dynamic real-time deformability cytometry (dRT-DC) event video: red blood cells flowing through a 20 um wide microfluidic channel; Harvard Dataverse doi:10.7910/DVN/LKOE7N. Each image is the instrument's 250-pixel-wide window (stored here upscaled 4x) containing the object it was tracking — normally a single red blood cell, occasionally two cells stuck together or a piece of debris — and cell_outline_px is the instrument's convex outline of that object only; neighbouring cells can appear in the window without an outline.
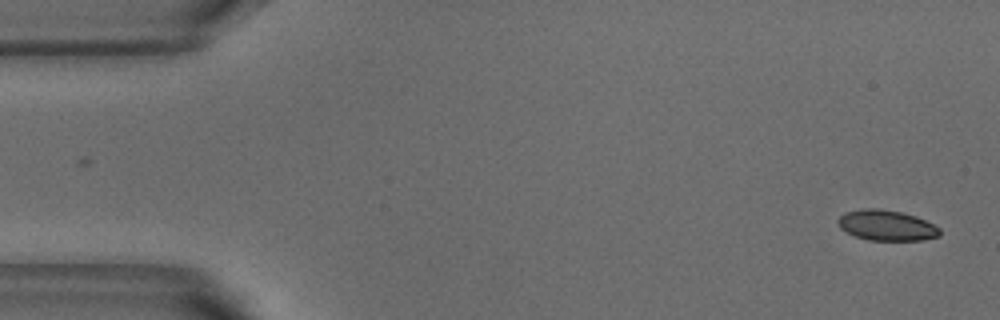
{"species": "common noctule bat (a hibernating species)", "species_latin": "Nyctalus noctula", "temperature_condition": "warm", "stored_images_in_passage": 52, "camera_frame_rate_fps": 3000, "um_per_image_px": 0.085, "animal": {"sex": "male", "body_mass_g": 18.8}, "frame": {"image": 1, "passage_image": 1, "time_ms": 0.0, "image_size_px": [1000, 320], "cell_outline_px": [[940, 236], [924, 240], [868, 240], [856, 236], [840, 228], [836, 220], [844, 212], [864, 208], [880, 208], [900, 212], [916, 216], [940, 228]], "centroid_in_image_um": [75.35, 19.15], "position_along_channel_um": 9.7, "area_um2": 18.09}}
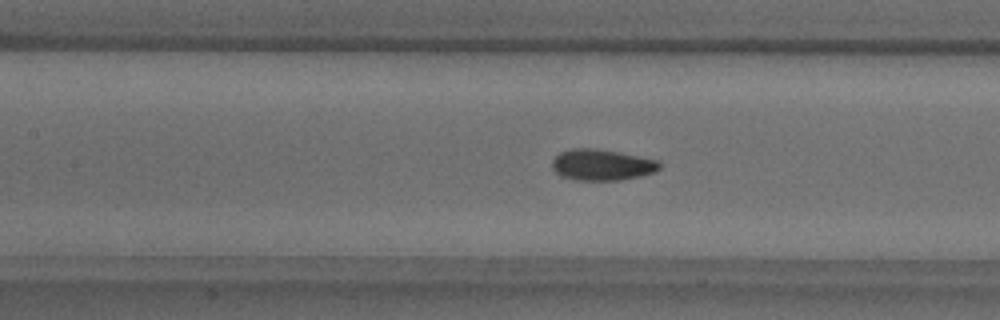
{"frame": {"image": 2, "passage_image": 22, "time_ms": 7.0, "image_size_px": [1000, 320], "cell_outline_px": [[660, 168], [656, 172], [640, 176], [620, 180], [576, 180], [560, 176], [552, 168], [552, 160], [560, 152], [572, 148], [592, 148], [620, 152], [656, 160], [660, 164]], "centroid_in_image_um": [51.14, 14.01], "position_along_channel_um": 156.3, "area_um2": 19.48}}
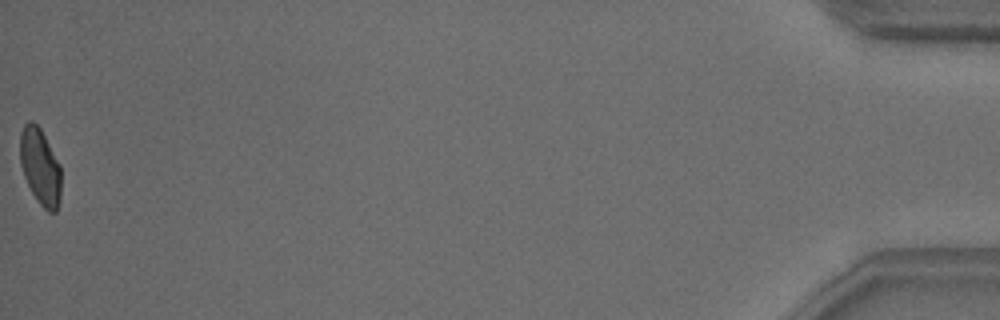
{"frame": {"image": 3, "passage_image": 52, "time_ms": 17.0, "image_size_px": [1000, 320], "cell_outline_px": [[60, 200], [56, 212], [48, 212], [36, 200], [24, 176], [20, 164], [20, 132], [24, 124], [28, 120], [32, 120], [40, 128], [60, 164]], "centroid_in_image_um": [3.41, 14.16], "position_along_channel_um": 431.8, "area_um2": 18.32}, "authors_computed_cell_mechanics": {"area_um2": 19.1607, "velocity_mm_per_s": 3.7835, "shape_relaxation_time_tau1_ms": 3.5264, "shape_relaxation_time_tau2_ms": 1.2699, "deformation_change_tau1": 0.1082, "deformation_change_tau2": 0.041}}